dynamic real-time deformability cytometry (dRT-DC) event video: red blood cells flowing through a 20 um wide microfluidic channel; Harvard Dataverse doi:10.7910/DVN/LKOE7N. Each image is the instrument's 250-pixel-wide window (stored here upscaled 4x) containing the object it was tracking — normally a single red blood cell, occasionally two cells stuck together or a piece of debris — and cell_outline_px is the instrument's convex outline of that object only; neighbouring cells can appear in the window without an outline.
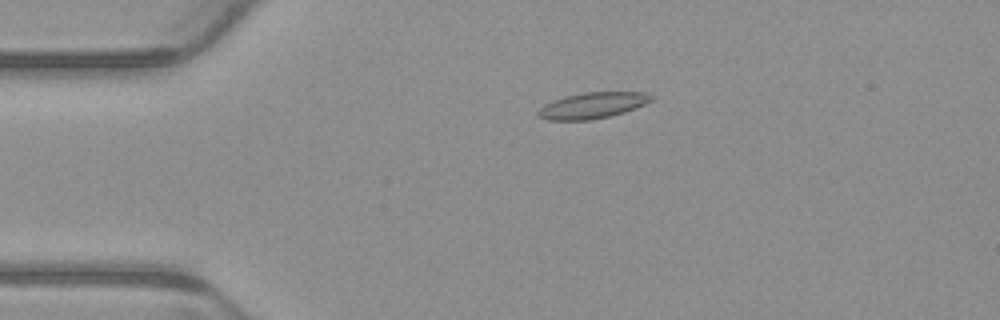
{"species": "common noctule bat (a hibernating species)", "species_latin": "Nyctalus noctula", "temperature_condition": "warm", "stored_images_in_passage": 4, "camera_frame_rate_fps": 3000, "um_per_image_px": 0.085, "animal": {"sex": "male", "body_mass_g": 23.1, "forearm_length_mm": 52.7}, "frame": {"image": 1, "passage_image": 3, "time_ms": 0.667, "image_size_px": [1000, 320], "cell_outline_px": [[656, 96], [652, 100], [644, 104], [624, 112], [608, 116], [588, 120], [548, 120], [536, 116], [536, 112], [544, 104], [552, 100], [564, 96], [584, 92], [644, 92]], "centroid_in_image_um": [50.33, 8.95], "position_along_channel_um": 34.7, "area_um2": 17.22}}